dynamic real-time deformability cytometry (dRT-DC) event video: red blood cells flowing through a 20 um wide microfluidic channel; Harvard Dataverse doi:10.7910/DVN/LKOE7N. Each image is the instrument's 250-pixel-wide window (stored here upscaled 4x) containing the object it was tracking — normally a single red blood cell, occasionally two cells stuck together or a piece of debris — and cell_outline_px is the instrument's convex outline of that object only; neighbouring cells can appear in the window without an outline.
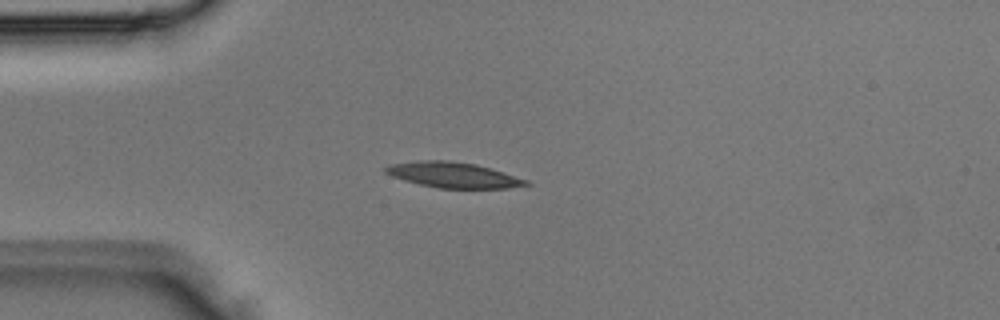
{"species": "Egyptian fruit bat (a non-hibernating species)", "species_latin": "Rousettus aegyptiacus", "temperature_condition": "room temperature", "stored_images_in_passage": 4, "camera_frame_rate_fps": 3000, "um_per_image_px": 0.085, "animal": {"sex": "male"}, "frame": {"image": 1, "passage_image": 4, "time_ms": 1.0, "image_size_px": [1000, 320], "cell_outline_px": [[532, 184], [508, 188], [440, 188], [420, 184], [404, 180], [392, 176], [384, 172], [384, 168], [388, 164], [416, 160], [448, 160], [476, 164], [504, 172], [528, 180]], "centroid_in_image_um": [38.51, 14.86], "position_along_channel_um": 46.5, "area_um2": 20.92}}